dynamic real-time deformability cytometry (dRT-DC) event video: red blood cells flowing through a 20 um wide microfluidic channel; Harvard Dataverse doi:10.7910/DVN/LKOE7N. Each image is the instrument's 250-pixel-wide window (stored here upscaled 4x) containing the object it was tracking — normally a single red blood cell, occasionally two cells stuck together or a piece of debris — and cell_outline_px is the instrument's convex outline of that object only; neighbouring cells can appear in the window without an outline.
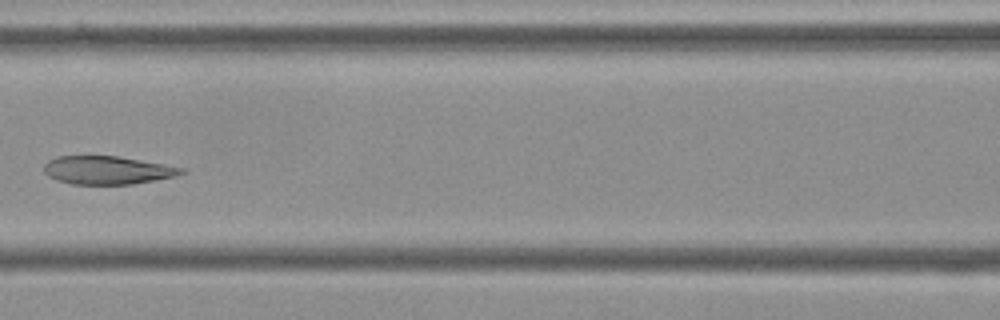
{"species": "Egyptian fruit bat (a non-hibernating species)", "species_latin": "Rousettus aegyptiacus", "temperature_condition": "cold", "stored_images_in_passage": 7, "camera_frame_rate_fps": 3000, "um_per_image_px": 0.085, "frame": {"image": 1, "passage_image": 7, "time_ms": 2.0, "image_size_px": [1000, 320], "cell_outline_px": [[188, 172], [176, 176], [132, 184], [72, 184], [56, 180], [48, 176], [44, 172], [44, 164], [48, 160], [56, 156], [116, 156], [164, 164], [184, 168]], "centroid_in_image_um": [9.12, 14.46], "position_along_channel_um": 157.5, "area_um2": 22.6}}